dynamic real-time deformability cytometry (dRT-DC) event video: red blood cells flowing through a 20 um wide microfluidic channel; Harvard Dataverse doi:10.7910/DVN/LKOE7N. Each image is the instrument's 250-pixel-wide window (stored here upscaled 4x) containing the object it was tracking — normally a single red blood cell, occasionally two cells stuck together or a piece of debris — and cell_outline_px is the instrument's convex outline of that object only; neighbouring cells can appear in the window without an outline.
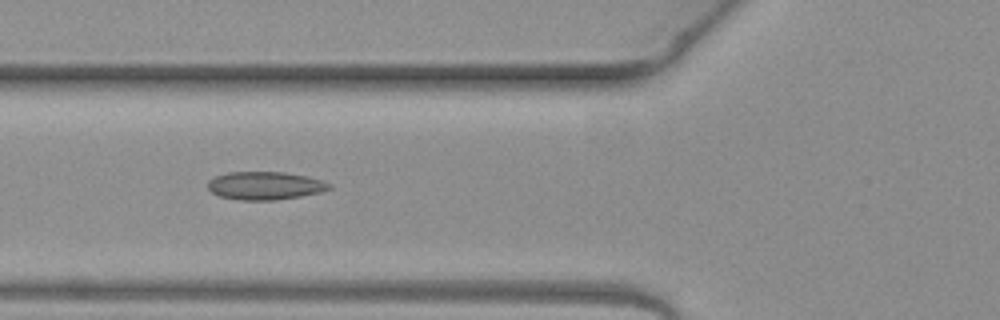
{"species": "common noctule bat (a hibernating species)", "species_latin": "Nyctalus noctula", "temperature_condition": "warm", "stored_images_in_passage": 7, "camera_frame_rate_fps": 3000, "um_per_image_px": 0.085, "animal": {"sex": "female", "body_mass_g": 19.3, "forearm_length_mm": 54.1}, "frame": {"image": 1, "passage_image": 5, "time_ms": 1.333, "image_size_px": [1000, 320], "cell_outline_px": [[332, 188], [320, 192], [300, 196], [276, 200], [236, 200], [220, 196], [212, 192], [208, 188], [208, 180], [216, 176], [228, 172], [284, 172], [324, 180], [332, 184]], "centroid_in_image_um": [22.53, 15.78], "position_along_channel_um": 103.3, "area_um2": 19.88}}
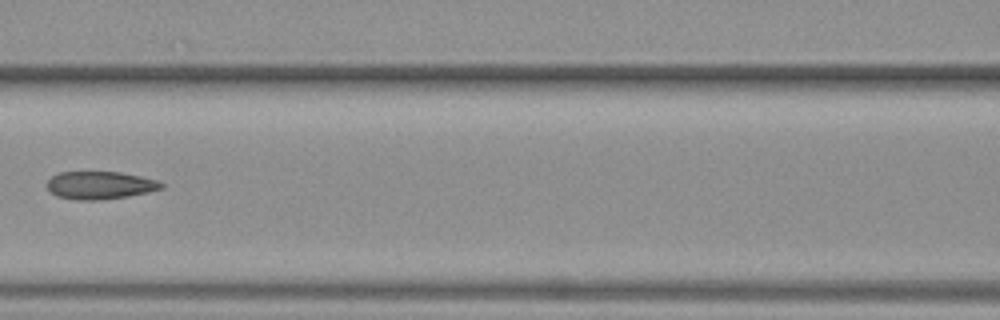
{"frame": {"image": 2, "passage_image": 6, "time_ms": 1.667, "image_size_px": [1000, 320], "cell_outline_px": [[164, 188], [148, 192], [128, 196], [104, 200], [76, 200], [56, 196], [48, 188], [48, 180], [52, 176], [60, 172], [120, 172], [140, 176], [156, 180], [164, 184]], "centroid_in_image_um": [8.52, 15.75], "position_along_channel_um": 158.1, "area_um2": 18.5}}
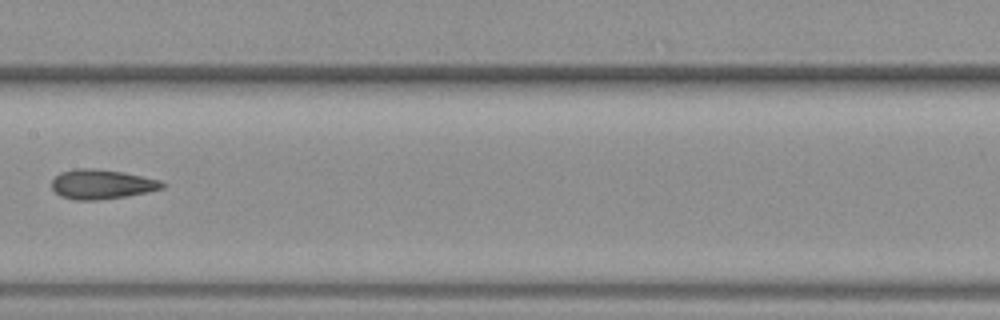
{"frame": {"image": 3, "passage_image": 7, "time_ms": 2.0, "image_size_px": [1000, 320], "cell_outline_px": [[168, 184], [164, 188], [148, 192], [128, 196], [96, 200], [76, 200], [60, 196], [52, 188], [52, 180], [60, 172], [76, 168], [92, 168], [124, 172], [160, 180]], "centroid_in_image_um": [8.68, 15.66], "position_along_channel_um": 198.7, "area_um2": 19.19}}